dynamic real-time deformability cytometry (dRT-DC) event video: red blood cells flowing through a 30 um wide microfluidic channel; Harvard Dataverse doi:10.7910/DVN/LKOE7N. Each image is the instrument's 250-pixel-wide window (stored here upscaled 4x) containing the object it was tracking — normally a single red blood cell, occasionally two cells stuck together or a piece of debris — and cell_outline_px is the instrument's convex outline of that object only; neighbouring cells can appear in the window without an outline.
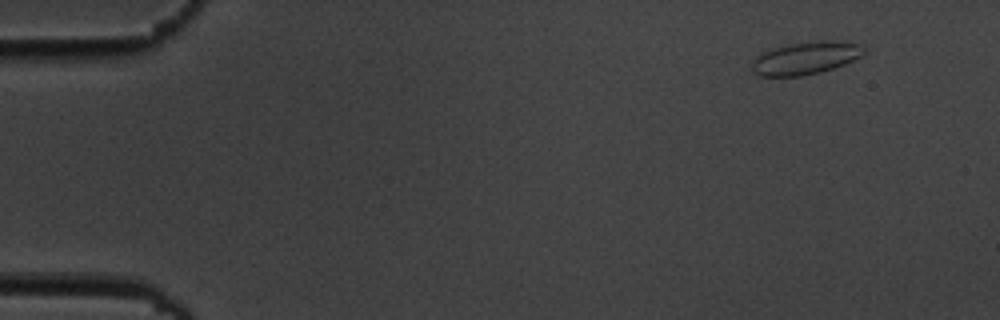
{"species": "common noctule bat (a hibernating species)", "species_latin": "Nyctalus noctula", "temperature_condition": "cold", "stored_images_in_passage": 10, "camera_frame_rate_fps": 3000, "um_per_image_px": 0.085, "animal": {"sex": "male", "body_mass_g": 19.5, "forearm_length_mm": 54.6}, "frame": {"image": 1, "passage_image": 1, "time_ms": 0.0, "image_size_px": [1000, 320], "cell_outline_px": [[864, 52], [860, 56], [844, 64], [820, 72], [800, 76], [760, 76], [752, 68], [752, 60], [760, 52], [772, 48], [792, 44], [824, 40], [844, 40], [864, 44]], "centroid_in_image_um": [68.5, 4.91], "position_along_channel_um": 16.5, "area_um2": 21.33}}
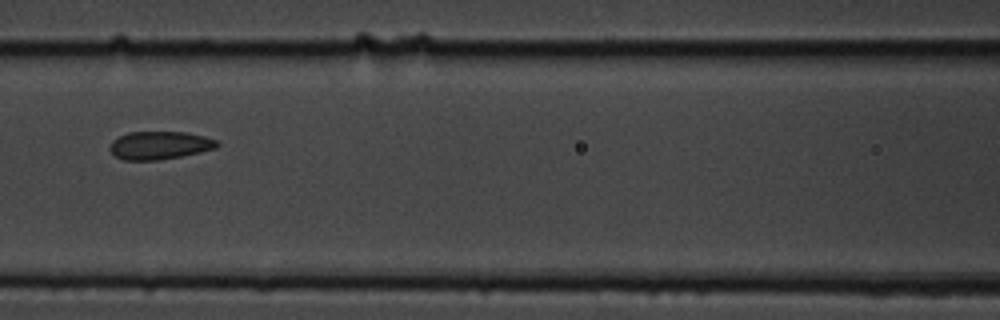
{"frame": {"image": 2, "passage_image": 7, "time_ms": 7.0, "image_size_px": [1000, 320], "cell_outline_px": [[220, 144], [216, 148], [200, 152], [160, 160], [124, 160], [116, 156], [108, 148], [112, 140], [128, 132], [184, 132], [204, 136], [216, 140]], "centroid_in_image_um": [13.55, 12.35], "position_along_channel_um": 153.0, "area_um2": 17.46}}
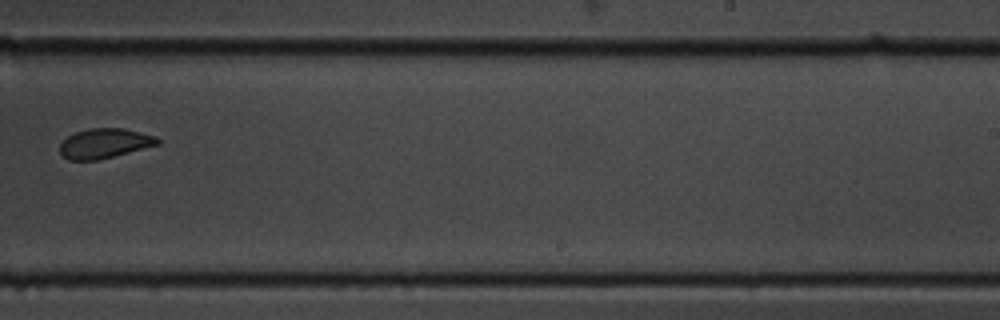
{"frame": {"image": 3, "passage_image": 10, "time_ms": 10.667, "image_size_px": [1000, 320], "cell_outline_px": [[160, 144], [96, 160], [68, 160], [60, 152], [60, 144], [68, 136], [76, 132], [88, 128], [124, 128], [156, 136], [160, 140]], "centroid_in_image_um": [8.89, 12.17], "position_along_channel_um": 280.1, "area_um2": 16.76}}